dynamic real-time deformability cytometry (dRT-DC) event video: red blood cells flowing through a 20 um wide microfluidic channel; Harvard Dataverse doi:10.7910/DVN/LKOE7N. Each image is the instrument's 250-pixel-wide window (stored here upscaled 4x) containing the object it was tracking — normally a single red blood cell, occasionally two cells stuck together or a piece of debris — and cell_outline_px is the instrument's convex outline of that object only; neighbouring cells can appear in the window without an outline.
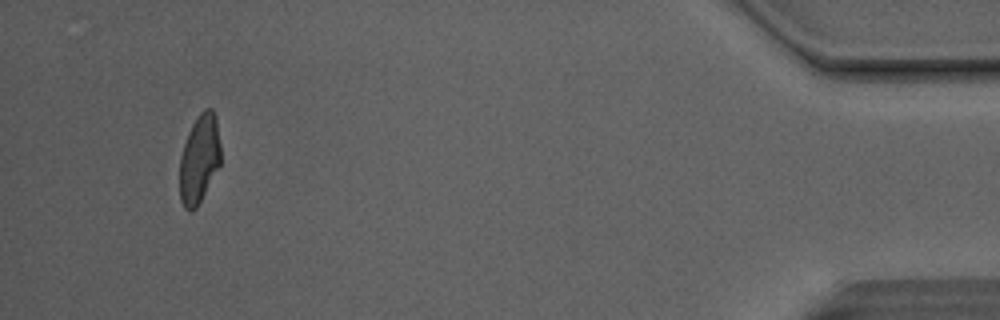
{"species": "Egyptian fruit bat (a non-hibernating species)", "species_latin": "Rousettus aegyptiacus", "temperature_condition": "room temperature", "stored_images_in_passage": 33, "camera_frame_rate_fps": 3000, "um_per_image_px": 0.085, "animal": {"sex": "male"}, "frame": {"image": 1, "passage_image": 33, "time_ms": 10.667, "image_size_px": [1000, 320], "cell_outline_px": [[220, 164], [196, 208], [192, 212], [188, 212], [184, 208], [180, 200], [180, 156], [188, 132], [192, 124], [200, 112], [204, 108], [212, 108], [216, 116], [220, 144]], "centroid_in_image_um": [16.93, 13.5], "position_along_channel_um": 418.3, "area_um2": 21.15}, "authors_computed_cell_mechanics": {"area_um2": 22.4264, "velocity_mm_per_s": 4.1577, "shape_relaxation_time_tau1_ms": 8.4331, "shape_relaxation_time_tau2_ms": 1.5813, "deformation_change_tau1": 0.2489, "deformation_change_tau2": 0.0754}}